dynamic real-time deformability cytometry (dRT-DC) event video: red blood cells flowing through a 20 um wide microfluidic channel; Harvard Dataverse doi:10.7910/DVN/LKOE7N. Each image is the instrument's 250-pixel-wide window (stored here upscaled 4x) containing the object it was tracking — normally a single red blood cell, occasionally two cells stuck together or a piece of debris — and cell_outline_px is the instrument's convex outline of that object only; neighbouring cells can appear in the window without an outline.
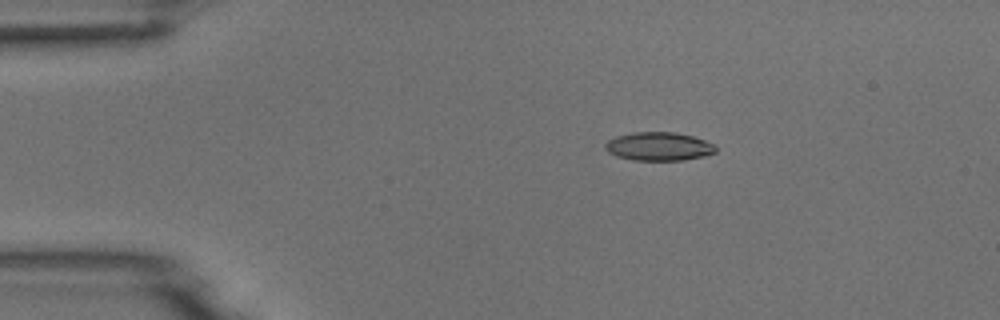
{"species": "common noctule bat (a hibernating species)", "species_latin": "Nyctalus noctula", "temperature_condition": "room temperature", "stored_images_in_passage": 3, "camera_frame_rate_fps": 3000, "um_per_image_px": 0.085, "animal": {"sex": "male", "body_mass_g": 18.8}, "frame": {"image": 1, "passage_image": 1, "time_ms": 0.0, "image_size_px": [1000, 320], "cell_outline_px": [[716, 152], [704, 156], [684, 160], [632, 160], [616, 156], [608, 152], [604, 148], [604, 144], [608, 140], [616, 136], [632, 132], [676, 132], [692, 136], [716, 144]], "centroid_in_image_um": [55.99, 12.44], "position_along_channel_um": 29.0, "area_um2": 18.5}}